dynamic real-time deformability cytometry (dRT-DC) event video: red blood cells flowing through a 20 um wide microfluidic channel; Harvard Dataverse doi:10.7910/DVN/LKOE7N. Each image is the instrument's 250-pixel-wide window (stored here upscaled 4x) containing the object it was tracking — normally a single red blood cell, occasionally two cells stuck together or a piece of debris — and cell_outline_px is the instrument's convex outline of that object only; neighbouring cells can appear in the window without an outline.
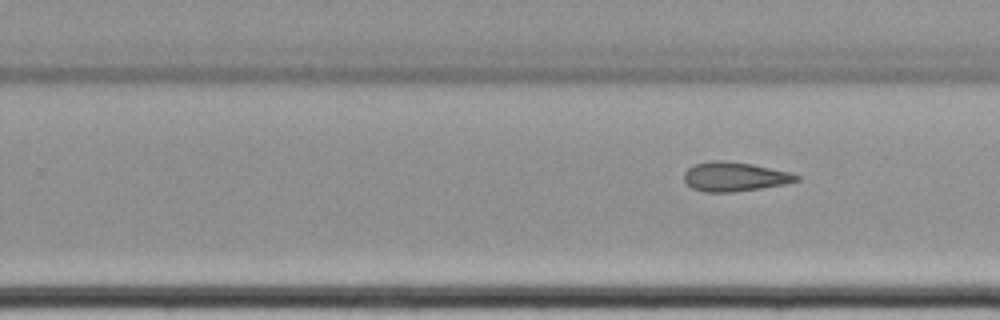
{"species": "common noctule bat (a hibernating species)", "species_latin": "Nyctalus noctula", "temperature_condition": "cold", "stored_images_in_passage": 11, "segment_of_instrument_passage": [2, 2], "camera_frame_rate_fps": 3000, "um_per_image_px": 0.085, "animal": {"sex": "female", "body_mass_g": 22.7, "forearm_length_mm": 54.2}, "frame": {"image": 1, "passage_image": 11, "time_ms": 13.0, "image_size_px": [1000, 320], "cell_outline_px": [[800, 180], [784, 184], [760, 188], [732, 192], [704, 192], [692, 188], [684, 180], [684, 172], [688, 168], [696, 164], [712, 160], [724, 160], [752, 164], [788, 172], [800, 176]], "centroid_in_image_um": [62.42, 15.01], "position_along_channel_um": 267.4, "area_um2": 19.02}}